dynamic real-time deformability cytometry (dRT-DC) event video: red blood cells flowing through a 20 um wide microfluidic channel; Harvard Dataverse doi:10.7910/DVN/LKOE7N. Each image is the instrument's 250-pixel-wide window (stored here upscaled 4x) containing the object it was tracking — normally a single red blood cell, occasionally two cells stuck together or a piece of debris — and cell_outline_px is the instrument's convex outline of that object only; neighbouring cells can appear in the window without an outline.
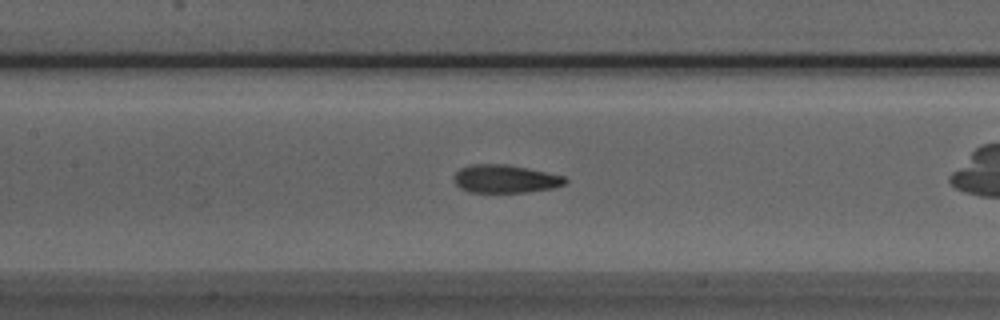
{"species": "Egyptian fruit bat (a non-hibernating species)", "species_latin": "Rousettus aegyptiacus", "temperature_condition": "room temperature", "stored_images_in_passage": 42, "camera_frame_rate_fps": 3000, "um_per_image_px": 0.085, "animal": {"sex": "male"}, "frame": {"image": 1, "passage_image": 12, "time_ms": 3.667, "image_size_px": [1000, 320], "cell_outline_px": [[568, 180], [564, 184], [552, 188], [528, 192], [468, 192], [460, 188], [456, 184], [456, 172], [460, 168], [472, 164], [508, 164], [528, 168], [564, 176]], "centroid_in_image_um": [42.96, 15.2], "position_along_channel_um": 164.4, "area_um2": 18.09}}
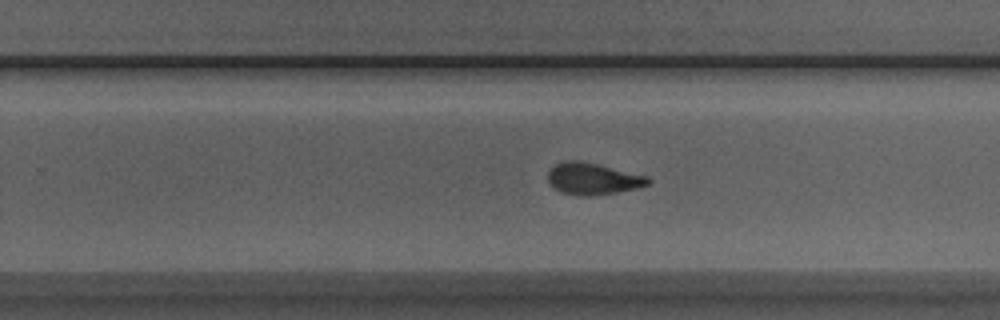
{"frame": {"image": 2, "passage_image": 21, "time_ms": 6.667, "image_size_px": [1000, 320], "cell_outline_px": [[652, 180], [648, 184], [636, 188], [596, 196], [576, 196], [552, 188], [548, 180], [548, 172], [556, 164], [564, 160], [580, 160], [648, 176]], "centroid_in_image_um": [50.38, 15.2], "position_along_channel_um": 279.4, "area_um2": 18.55}}
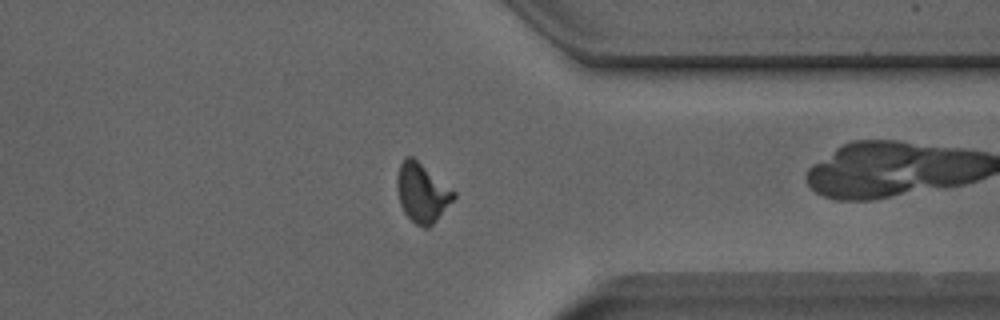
{"frame": {"image": 3, "passage_image": 29, "time_ms": 9.333, "image_size_px": [1000, 320], "cell_outline_px": [[456, 196], [436, 220], [428, 228], [424, 228], [416, 224], [404, 212], [400, 204], [396, 188], [396, 176], [400, 164], [408, 156], [412, 156], [456, 192]], "centroid_in_image_um": [35.85, 16.38], "position_along_channel_um": 375.5, "area_um2": 19.25}, "authors_computed_cell_mechanics": {"area_um2": 18.5249, "velocity_mm_per_s": 3.8442, "shape_relaxation_time_tau1_ms": 8.6423, "shape_relaxation_time_tau2_ms": 1.8192, "deformation_change_tau1": 0.2348, "deformation_change_tau2": 0.0866}}